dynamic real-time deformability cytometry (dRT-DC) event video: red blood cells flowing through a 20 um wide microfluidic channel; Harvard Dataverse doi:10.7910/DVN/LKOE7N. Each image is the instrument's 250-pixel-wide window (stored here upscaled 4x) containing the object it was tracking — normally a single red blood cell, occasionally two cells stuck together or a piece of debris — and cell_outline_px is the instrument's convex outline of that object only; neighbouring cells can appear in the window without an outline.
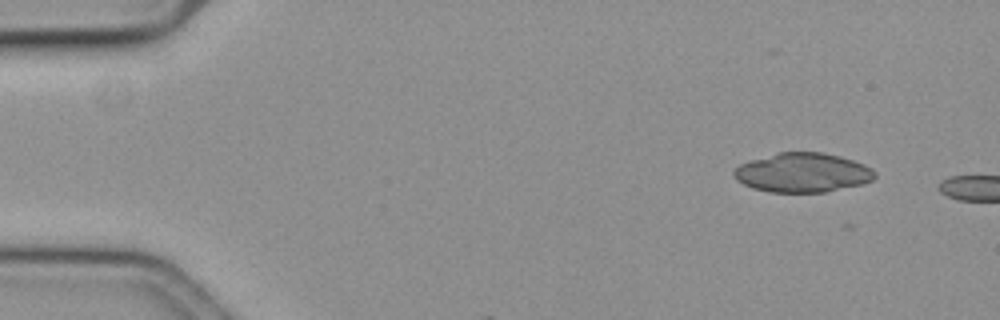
{"species": "common noctule bat (a hibernating species)", "species_latin": "Nyctalus noctula", "temperature_condition": "cold", "stored_images_in_passage": 6, "camera_frame_rate_fps": 3000, "um_per_image_px": 0.085, "animal": {"sex": "female", "body_mass_g": 19.3, "forearm_length_mm": 54.1}, "frame": {"image": 1, "passage_image": 1, "time_ms": 0.0, "image_size_px": [1000, 320], "cell_outline_px": [[876, 176], [872, 180], [860, 184], [824, 192], [768, 192], [752, 188], [736, 180], [732, 172], [740, 164], [752, 160], [780, 152], [820, 152], [840, 156], [864, 164], [872, 168], [876, 172]], "centroid_in_image_um": [68.22, 14.67], "position_along_channel_um": 16.8, "area_um2": 32.08}}